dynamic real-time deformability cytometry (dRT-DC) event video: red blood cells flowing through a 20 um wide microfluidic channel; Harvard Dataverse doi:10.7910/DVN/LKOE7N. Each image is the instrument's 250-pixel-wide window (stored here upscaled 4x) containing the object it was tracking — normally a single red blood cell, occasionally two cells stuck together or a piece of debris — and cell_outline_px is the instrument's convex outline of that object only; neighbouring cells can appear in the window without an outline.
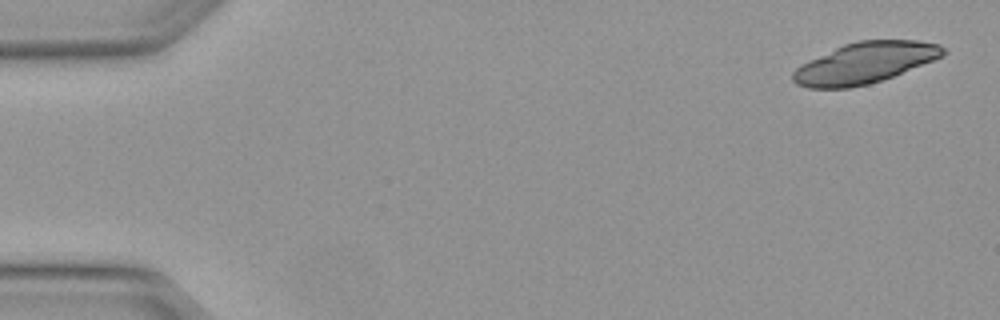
{"species": "Egyptian fruit bat (a non-hibernating species)", "species_latin": "Rousettus aegyptiacus", "temperature_condition": "warm", "stored_images_in_passage": 4, "camera_frame_rate_fps": 3000, "um_per_image_px": 0.085, "animal": {"sex": "female"}, "frame": {"image": 1, "passage_image": 1, "time_ms": 0.0, "image_size_px": [1000, 320], "cell_outline_px": [[948, 52], [944, 56], [892, 76], [868, 84], [848, 88], [808, 88], [796, 84], [792, 80], [792, 72], [800, 64], [844, 44], [856, 40], [920, 40], [940, 44]], "centroid_in_image_um": [73.51, 5.34], "position_along_channel_um": 11.5, "area_um2": 35.84}}